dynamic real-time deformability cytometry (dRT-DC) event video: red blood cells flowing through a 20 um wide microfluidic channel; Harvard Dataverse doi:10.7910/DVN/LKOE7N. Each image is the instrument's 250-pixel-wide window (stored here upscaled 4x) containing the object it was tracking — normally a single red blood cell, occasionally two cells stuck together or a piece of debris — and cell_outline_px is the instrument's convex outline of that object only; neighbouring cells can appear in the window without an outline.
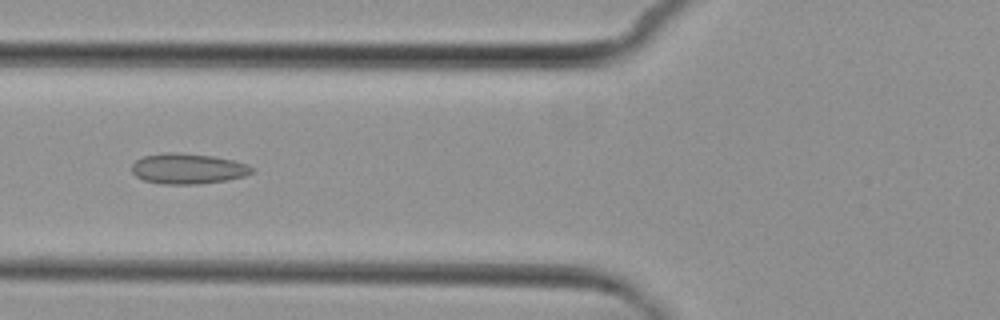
{"species": "common noctule bat (a hibernating species)", "species_latin": "Nyctalus noctula", "temperature_condition": "cold", "stored_images_in_passage": 9, "camera_frame_rate_fps": 3000, "um_per_image_px": 0.085, "animal": {"sex": "female", "body_mass_g": 29.2, "forearm_length_mm": 56.3}, "frame": {"image": 1, "passage_image": 6, "time_ms": 7.0, "image_size_px": [1000, 320], "cell_outline_px": [[252, 172], [244, 176], [228, 180], [196, 184], [164, 184], [144, 180], [136, 176], [132, 172], [132, 164], [136, 160], [144, 156], [168, 152], [176, 152], [212, 156], [232, 160], [248, 164], [252, 168]], "centroid_in_image_um": [15.96, 14.34], "position_along_channel_um": 109.8, "area_um2": 21.15}}
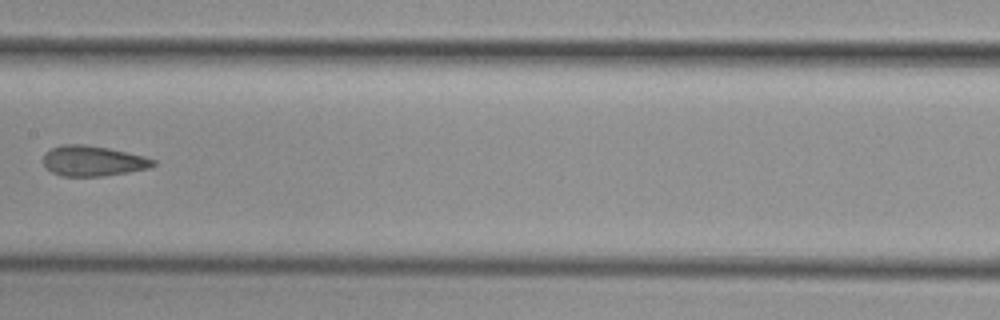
{"frame": {"image": 2, "passage_image": 8, "time_ms": 9.333, "image_size_px": [1000, 320], "cell_outline_px": [[156, 164], [148, 168], [128, 172], [104, 176], [60, 176], [52, 172], [44, 164], [44, 152], [52, 148], [64, 144], [84, 144], [108, 148], [144, 156], [156, 160]], "centroid_in_image_um": [7.9, 13.68], "position_along_channel_um": 199.5, "area_um2": 19.36}}
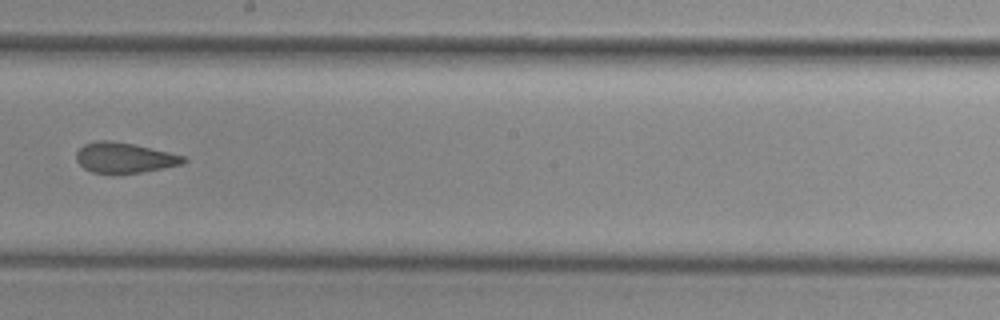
{"frame": {"image": 3, "passage_image": 9, "time_ms": 10.333, "image_size_px": [1000, 320], "cell_outline_px": [[188, 160], [184, 164], [164, 168], [140, 172], [112, 176], [92, 172], [84, 168], [76, 160], [76, 152], [84, 144], [96, 140], [112, 140], [136, 144], [184, 156]], "centroid_in_image_um": [10.56, 13.43], "position_along_channel_um": 237.6, "area_um2": 19.54}}